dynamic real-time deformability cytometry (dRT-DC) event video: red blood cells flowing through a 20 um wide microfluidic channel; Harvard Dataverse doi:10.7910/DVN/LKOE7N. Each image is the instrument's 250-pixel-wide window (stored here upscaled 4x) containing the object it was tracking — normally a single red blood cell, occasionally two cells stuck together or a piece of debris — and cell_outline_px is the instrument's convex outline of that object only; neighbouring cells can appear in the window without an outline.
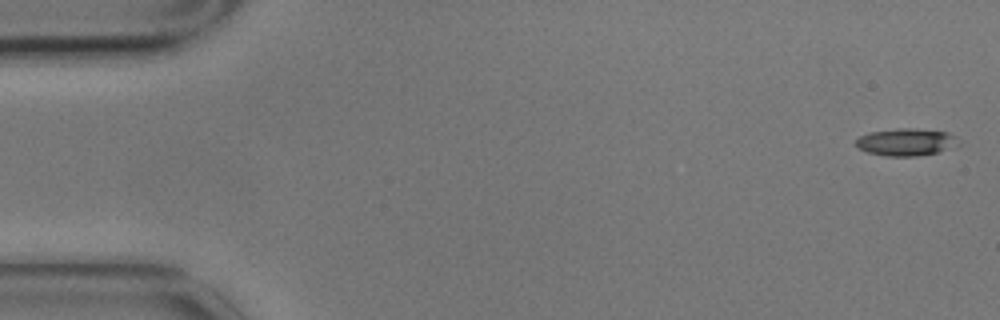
{"species": "common noctule bat (a hibernating species)", "species_latin": "Nyctalus noctula", "temperature_condition": "cold", "stored_images_in_passage": 5, "camera_frame_rate_fps": 3000, "um_per_image_px": 0.085, "animal": {"sex": "male", "body_mass_g": 17.9}, "frame": {"image": 1, "passage_image": 1, "time_ms": 0.0, "image_size_px": [1000, 320], "cell_outline_px": [[960, 144], [936, 152], [916, 156], [888, 156], [868, 152], [860, 148], [856, 144], [856, 140], [860, 136], [872, 132], [900, 128], [912, 128], [948, 132], [956, 136]], "centroid_in_image_um": [77.05, 12.07], "position_along_channel_um": 8.0, "area_um2": 16.01}}
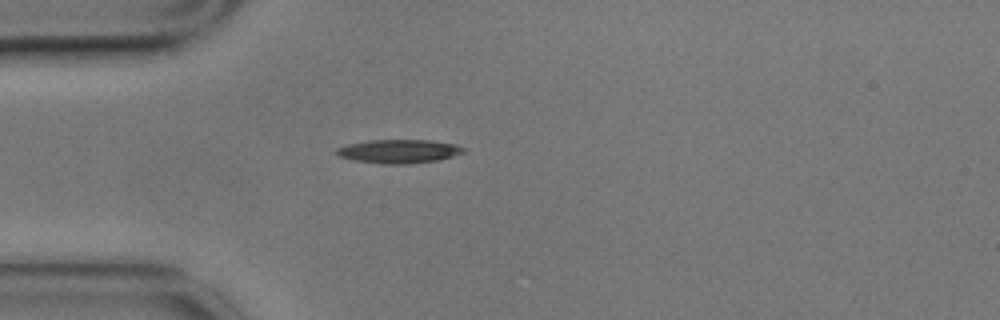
{"frame": {"image": 2, "passage_image": 4, "time_ms": 1.0, "image_size_px": [1000, 320], "cell_outline_px": [[464, 152], [440, 160], [408, 164], [380, 164], [352, 160], [336, 156], [336, 148], [348, 144], [368, 140], [428, 140], [456, 144], [464, 148]], "centroid_in_image_um": [33.86, 12.87], "position_along_channel_um": 51.1, "area_um2": 17.69}}